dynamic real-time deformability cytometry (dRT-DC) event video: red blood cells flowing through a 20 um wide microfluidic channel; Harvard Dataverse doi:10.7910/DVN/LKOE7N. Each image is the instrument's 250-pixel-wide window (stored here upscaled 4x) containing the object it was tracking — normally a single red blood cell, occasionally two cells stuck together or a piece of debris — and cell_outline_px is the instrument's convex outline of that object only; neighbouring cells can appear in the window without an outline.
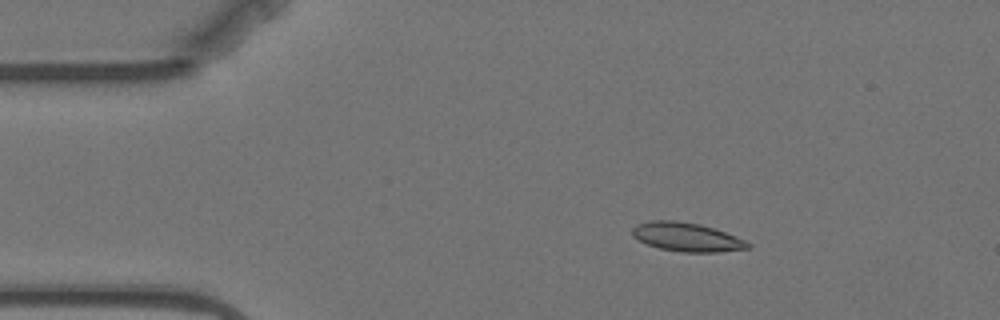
{"species": "Egyptian fruit bat (a non-hibernating species)", "species_latin": "Rousettus aegyptiacus", "temperature_condition": "warm", "stored_images_in_passage": 4, "camera_frame_rate_fps": 3000, "um_per_image_px": 0.085, "animal": {"sex": "female"}, "frame": {"image": 1, "passage_image": 3, "time_ms": 2.333, "image_size_px": [1000, 320], "cell_outline_px": [[752, 244], [748, 248], [716, 252], [684, 252], [660, 248], [648, 244], [632, 236], [632, 228], [636, 224], [648, 220], [676, 220], [700, 224], [736, 236]], "centroid_in_image_um": [58.34, 20.13], "position_along_channel_um": 26.7, "area_um2": 19.25}}